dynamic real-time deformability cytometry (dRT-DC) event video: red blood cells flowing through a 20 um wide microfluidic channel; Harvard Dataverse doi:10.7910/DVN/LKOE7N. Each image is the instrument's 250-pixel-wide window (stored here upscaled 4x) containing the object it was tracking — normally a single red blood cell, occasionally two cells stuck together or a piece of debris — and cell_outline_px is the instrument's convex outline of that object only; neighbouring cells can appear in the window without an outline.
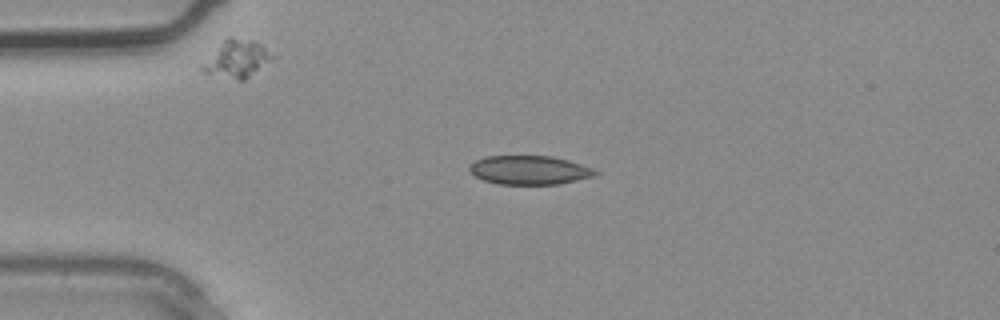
{"species": "common noctule bat (a hibernating species)", "species_latin": "Nyctalus noctula", "temperature_condition": "warm", "stored_images_in_passage": 2, "camera_frame_rate_fps": 3000, "um_per_image_px": 0.085, "animal": {"sex": "male", "body_mass_g": 20.4}, "frame": {"image": 1, "passage_image": 1, "time_ms": 0.0, "image_size_px": [1000, 320], "cell_outline_px": [[600, 172], [592, 176], [560, 184], [500, 184], [484, 180], [476, 176], [468, 168], [476, 160], [484, 156], [552, 156], [568, 160], [592, 168]], "centroid_in_image_um": [45.0, 14.45], "position_along_channel_um": 40.0, "area_um2": 20.92}}
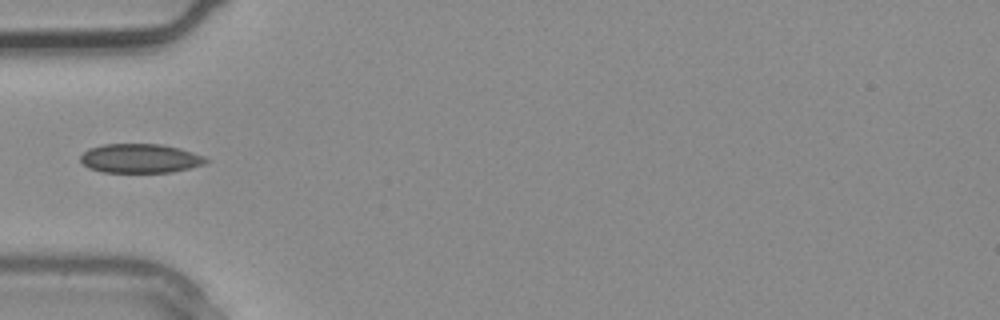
{"frame": {"image": 2, "passage_image": 2, "time_ms": 0.333, "image_size_px": [1000, 320], "cell_outline_px": [[208, 160], [204, 164], [172, 172], [100, 172], [88, 168], [80, 160], [80, 156], [88, 148], [104, 144], [160, 144], [180, 148], [204, 156]], "centroid_in_image_um": [11.88, 13.46], "position_along_channel_um": 73.1, "area_um2": 21.27}}